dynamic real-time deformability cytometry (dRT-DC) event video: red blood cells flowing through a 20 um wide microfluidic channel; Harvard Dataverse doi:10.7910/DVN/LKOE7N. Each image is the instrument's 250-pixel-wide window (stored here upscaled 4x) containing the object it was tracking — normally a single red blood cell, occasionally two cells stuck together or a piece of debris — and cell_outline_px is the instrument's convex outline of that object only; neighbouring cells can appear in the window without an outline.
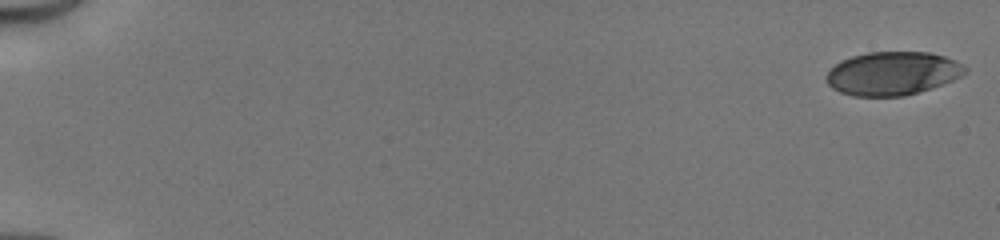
{"species": "human", "species_latin": "Homo sapiens", "temperature_condition": "cold", "stored_images_in_passage": 49, "camera_frame_rate_fps": 3000, "um_per_image_px": 0.085, "donor": {"sex": "male"}, "frame": {"image": 1, "passage_image": 1, "time_ms": 0.0, "image_size_px": [1000, 240], "cell_outline_px": [[968, 68], [960, 76], [952, 80], [932, 88], [904, 96], [852, 96], [840, 92], [832, 88], [828, 84], [824, 76], [840, 60], [852, 56], [868, 52], [928, 52], [944, 56], [956, 60]], "centroid_in_image_um": [75.84, 6.24], "position_along_channel_um": 9.2, "area_um2": 35.14}}
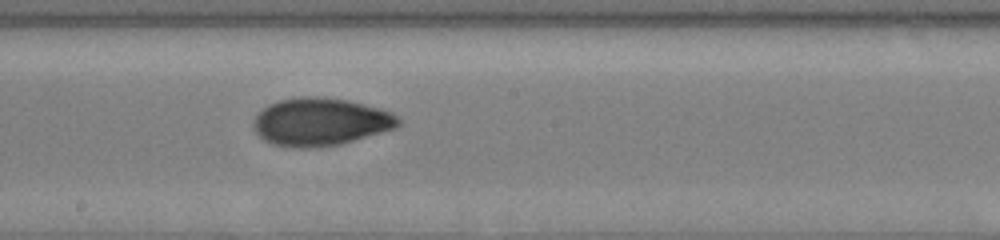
{"frame": {"image": 2, "passage_image": 28, "time_ms": 9.0, "image_size_px": [1000, 240], "cell_outline_px": [[400, 124], [396, 128], [340, 144], [308, 148], [292, 148], [272, 144], [264, 140], [256, 132], [252, 124], [252, 120], [268, 104], [280, 100], [300, 96], [316, 96], [348, 100], [364, 104], [392, 112], [400, 120]], "centroid_in_image_um": [27.22, 10.36], "position_along_channel_um": 221.0, "area_um2": 40.34}}
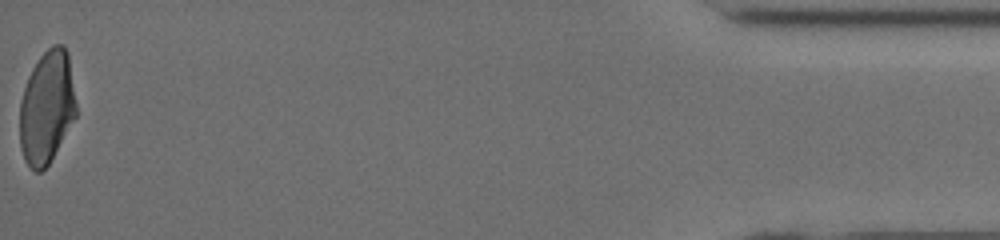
{"frame": {"image": 3, "passage_image": 49, "time_ms": 16.0, "image_size_px": [1000, 240], "cell_outline_px": [[76, 116], [48, 164], [40, 172], [36, 172], [24, 160], [20, 148], [20, 100], [28, 76], [32, 68], [40, 56], [52, 44], [64, 44], [68, 52], [76, 104]], "centroid_in_image_um": [3.97, 9.09], "position_along_channel_um": 431.2, "area_um2": 37.05}, "authors_computed_cell_mechanics": {"area_um2": 37.6278, "velocity_mm_per_s": 4.1682, "shape_relaxation_time_tau1_ms": 3.8006, "shape_relaxation_time_tau2_ms": 1.6284, "deformation_change_tau1": 0.1565, "deformation_change_tau2": 0.0551}}